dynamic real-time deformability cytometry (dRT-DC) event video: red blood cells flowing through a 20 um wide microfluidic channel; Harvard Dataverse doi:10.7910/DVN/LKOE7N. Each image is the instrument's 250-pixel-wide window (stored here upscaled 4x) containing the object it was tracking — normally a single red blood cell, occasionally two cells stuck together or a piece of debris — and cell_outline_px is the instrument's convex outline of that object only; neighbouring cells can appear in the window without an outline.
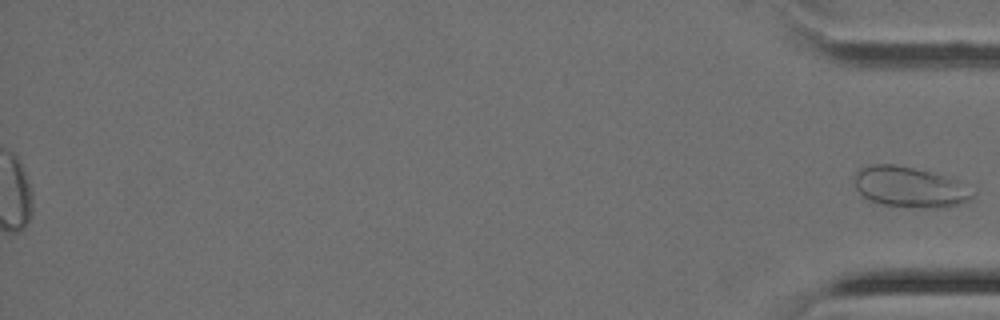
{"species": "Egyptian fruit bat (a non-hibernating species)", "species_latin": "Rousettus aegyptiacus", "temperature_condition": "cold", "stored_images_in_passage": 39, "segment_of_instrument_passage": [2, 2], "camera_frame_rate_fps": 3000, "um_per_image_px": 0.085, "animal": {"sex": "female"}, "frame": {"image": 1, "passage_image": 39, "time_ms": 12.667, "image_size_px": [1000, 320], "cell_outline_px": [[976, 196], [972, 200], [960, 204], [940, 208], [912, 208], [884, 204], [868, 200], [856, 188], [852, 176], [860, 168], [872, 164], [896, 164], [944, 176], [956, 180]], "centroid_in_image_um": [77.28, 15.91], "position_along_channel_um": 357.9, "area_um2": 27.86}}